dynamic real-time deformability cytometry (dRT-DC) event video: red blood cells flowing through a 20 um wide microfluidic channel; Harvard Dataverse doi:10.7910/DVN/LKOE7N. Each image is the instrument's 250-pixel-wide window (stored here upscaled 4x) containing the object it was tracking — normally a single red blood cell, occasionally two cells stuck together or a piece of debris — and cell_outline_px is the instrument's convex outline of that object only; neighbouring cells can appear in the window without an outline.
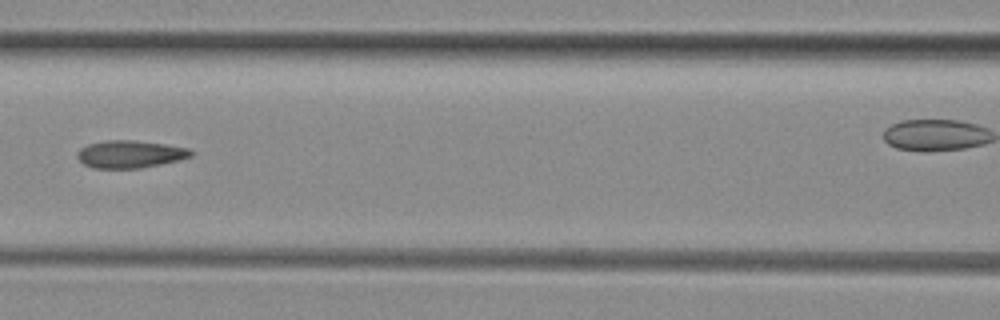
{"species": "common noctule bat (a hibernating species)", "species_latin": "Nyctalus noctula", "temperature_condition": "room temperature", "stored_images_in_passage": 6, "segment_of_instrument_passage": [1, 2], "camera_frame_rate_fps": 3000, "um_per_image_px": 0.085, "animal": {"sex": "female", "body_mass_g": 29.2, "forearm_length_mm": 56.3}, "frame": {"image": 1, "passage_image": 5, "time_ms": 4.333, "image_size_px": [1000, 320], "cell_outline_px": [[196, 152], [192, 156], [160, 164], [140, 168], [92, 168], [84, 164], [76, 156], [76, 152], [80, 148], [88, 144], [108, 140], [132, 140], [164, 144], [188, 148]], "centroid_in_image_um": [11.03, 13.1], "position_along_channel_um": 155.6, "area_um2": 18.15}}